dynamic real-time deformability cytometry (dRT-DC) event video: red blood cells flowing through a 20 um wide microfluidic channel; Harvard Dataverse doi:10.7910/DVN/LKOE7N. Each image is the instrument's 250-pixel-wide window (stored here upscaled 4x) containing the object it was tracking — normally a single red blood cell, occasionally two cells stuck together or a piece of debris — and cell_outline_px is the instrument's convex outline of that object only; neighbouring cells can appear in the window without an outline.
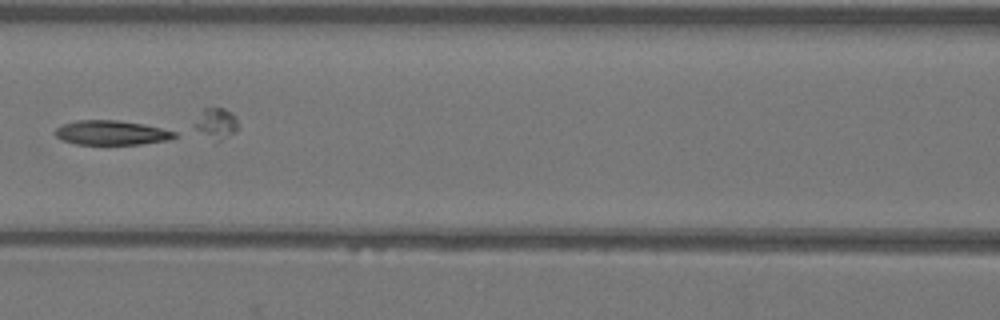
{"species": "Egyptian fruit bat (a non-hibernating species)", "species_latin": "Rousettus aegyptiacus", "temperature_condition": "warm", "stored_images_in_passage": 41, "segment_of_instrument_passage": [2, 2], "camera_frame_rate_fps": 3000, "um_per_image_px": 0.085, "animal": {"sex": "female"}, "frame": {"image": 1, "passage_image": 18, "time_ms": 5.667, "image_size_px": [1000, 320], "cell_outline_px": [[176, 136], [168, 140], [140, 144], [76, 144], [64, 140], [56, 136], [56, 128], [64, 124], [76, 120], [120, 120], [144, 124], [176, 132]], "centroid_in_image_um": [9.48, 11.27], "position_along_channel_um": 157.1, "area_um2": 16.82}}
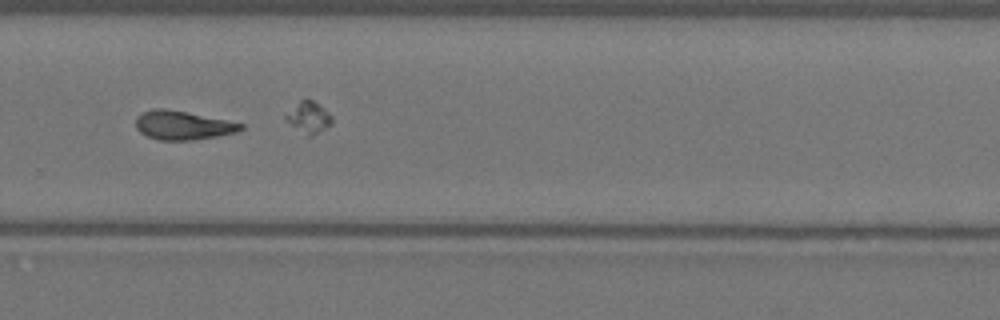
{"frame": {"image": 2, "passage_image": 30, "time_ms": 9.667, "image_size_px": [1000, 320], "cell_outline_px": [[244, 128], [236, 132], [216, 136], [192, 140], [156, 140], [140, 132], [136, 128], [136, 116], [152, 108], [164, 108], [244, 124]], "centroid_in_image_um": [15.49, 10.66], "position_along_channel_um": 314.3, "area_um2": 17.34}}